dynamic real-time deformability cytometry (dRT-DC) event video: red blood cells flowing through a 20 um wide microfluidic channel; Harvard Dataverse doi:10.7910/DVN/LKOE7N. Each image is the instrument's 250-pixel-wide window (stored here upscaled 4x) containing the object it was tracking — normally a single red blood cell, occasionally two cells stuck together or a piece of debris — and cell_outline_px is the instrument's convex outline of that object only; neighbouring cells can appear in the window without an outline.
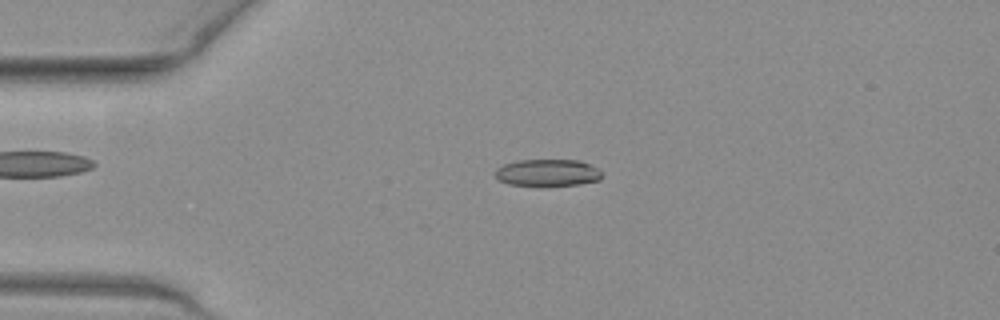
{"species": "common noctule bat (a hibernating species)", "species_latin": "Nyctalus noctula", "temperature_condition": "warm", "stored_images_in_passage": 16, "camera_frame_rate_fps": 3000, "um_per_image_px": 0.085, "animal": {"sex": "female", "body_mass_g": 19.3, "forearm_length_mm": 54.1}, "frame": {"image": 1, "passage_image": 3, "time_ms": 0.667, "image_size_px": [1000, 320], "cell_outline_px": [[604, 176], [600, 180], [580, 184], [508, 184], [500, 180], [496, 176], [496, 168], [504, 164], [516, 160], [580, 160], [596, 168]], "centroid_in_image_um": [46.56, 14.65], "position_along_channel_um": 38.4, "area_um2": 16.3}}
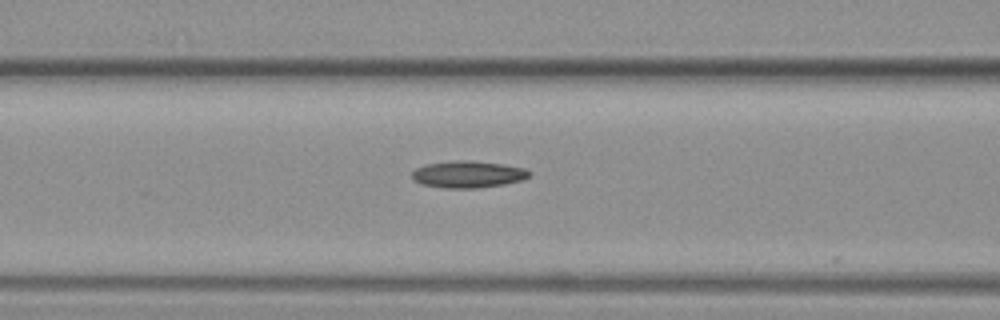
{"frame": {"image": 2, "passage_image": 12, "time_ms": 3.667, "image_size_px": [1000, 320], "cell_outline_px": [[532, 172], [524, 180], [504, 184], [476, 188], [444, 188], [420, 184], [412, 180], [412, 172], [416, 168], [424, 164], [460, 160], [464, 160], [500, 164], [524, 168]], "centroid_in_image_um": [39.74, 14.83], "position_along_channel_um": 126.9, "area_um2": 18.32}}
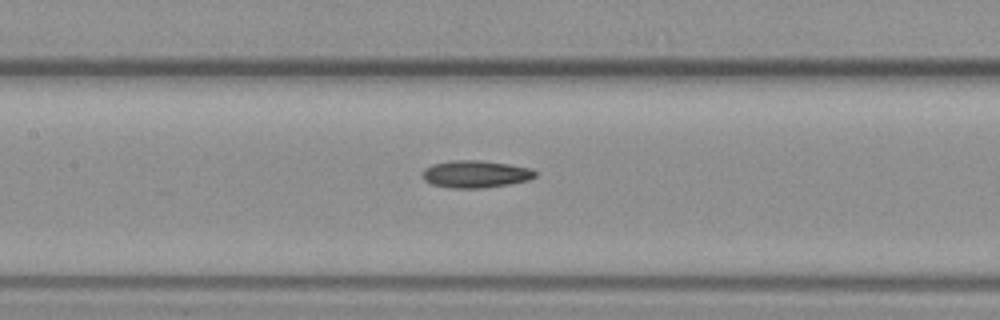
{"frame": {"image": 3, "passage_image": 15, "time_ms": 4.667, "image_size_px": [1000, 320], "cell_outline_px": [[536, 176], [528, 180], [508, 184], [484, 188], [448, 188], [432, 184], [424, 180], [424, 168], [432, 164], [448, 160], [480, 160], [508, 164], [532, 168], [536, 172]], "centroid_in_image_um": [40.42, 14.79], "position_along_channel_um": 167.0, "area_um2": 17.98}}